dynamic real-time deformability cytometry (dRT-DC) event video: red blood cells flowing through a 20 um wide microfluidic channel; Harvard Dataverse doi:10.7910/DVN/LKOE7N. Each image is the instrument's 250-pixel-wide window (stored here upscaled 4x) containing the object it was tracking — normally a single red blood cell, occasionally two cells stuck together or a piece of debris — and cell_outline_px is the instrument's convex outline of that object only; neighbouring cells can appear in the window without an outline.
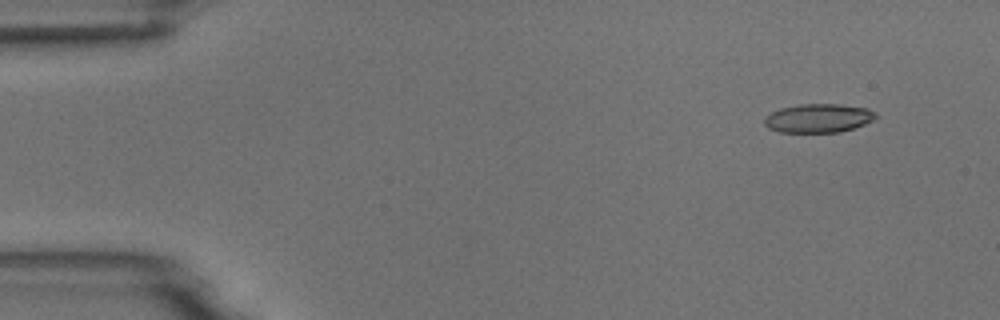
{"species": "common noctule bat (a hibernating species)", "species_latin": "Nyctalus noctula", "temperature_condition": "room temperature", "stored_images_in_passage": 6, "camera_frame_rate_fps": 3000, "um_per_image_px": 0.085, "animal": {"sex": "male", "body_mass_g": 18.8}, "frame": {"image": 1, "passage_image": 2, "time_ms": 1.333, "image_size_px": [1000, 320], "cell_outline_px": [[876, 116], [872, 120], [864, 124], [840, 132], [780, 132], [768, 128], [764, 124], [764, 116], [780, 108], [800, 104], [840, 104], [868, 108], [876, 112]], "centroid_in_image_um": [69.54, 10.04], "position_along_channel_um": 15.5, "area_um2": 18.67}}
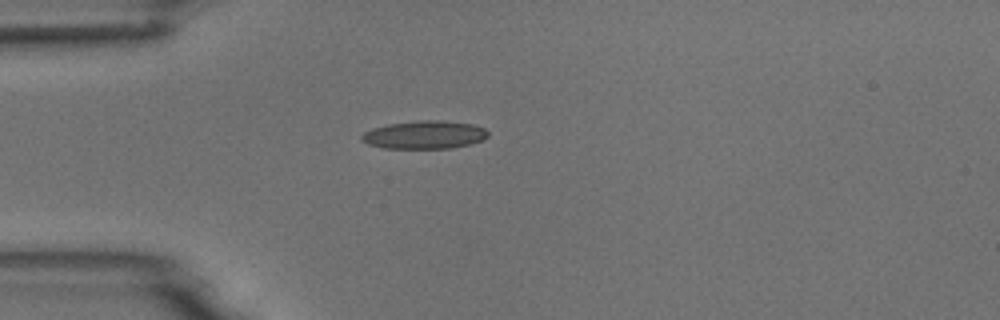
{"frame": {"image": 2, "passage_image": 5, "time_ms": 4.667, "image_size_px": [1000, 320], "cell_outline_px": [[488, 136], [484, 140], [452, 148], [384, 148], [368, 144], [360, 140], [360, 136], [364, 132], [372, 128], [388, 124], [420, 120], [440, 120], [472, 124], [484, 128], [488, 132]], "centroid_in_image_um": [36.06, 11.45], "position_along_channel_um": 48.9, "area_um2": 20.69}}